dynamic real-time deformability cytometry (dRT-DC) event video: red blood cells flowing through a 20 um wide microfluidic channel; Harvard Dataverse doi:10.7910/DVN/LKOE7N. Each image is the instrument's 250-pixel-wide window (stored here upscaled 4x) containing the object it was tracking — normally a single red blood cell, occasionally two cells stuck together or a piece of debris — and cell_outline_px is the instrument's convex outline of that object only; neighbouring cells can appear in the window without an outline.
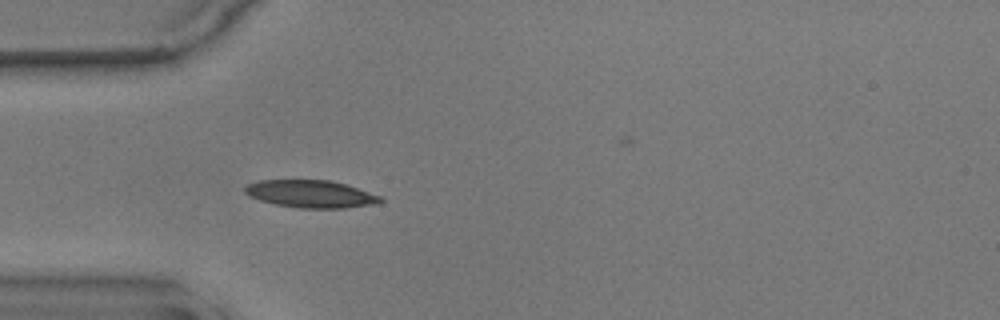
{"species": "common noctule bat (a hibernating species)", "species_latin": "Nyctalus noctula", "temperature_condition": "warm", "stored_images_in_passage": 31, "camera_frame_rate_fps": 3000, "um_per_image_px": 0.085, "animal": {"sex": "male", "body_mass_g": 17.9}, "frame": {"image": 1, "passage_image": 1, "time_ms": 0.0, "image_size_px": [1000, 320], "cell_outline_px": [[384, 200], [380, 204], [344, 208], [300, 208], [276, 204], [260, 200], [248, 196], [244, 192], [244, 188], [248, 184], [260, 180], [332, 180], [380, 196]], "centroid_in_image_um": [26.42, 16.49], "position_along_channel_um": 58.6, "area_um2": 21.68}, "authors_computed_cell_mechanics": {"area_um2": 20.9814, "velocity_mm_per_s": 3.513, "shape_relaxation_time_tau1_ms": 1.9445, "shape_relaxation_time_tau2_ms": null, "deformation_change_tau1": 0.0935, "deformation_change_tau2": null}}